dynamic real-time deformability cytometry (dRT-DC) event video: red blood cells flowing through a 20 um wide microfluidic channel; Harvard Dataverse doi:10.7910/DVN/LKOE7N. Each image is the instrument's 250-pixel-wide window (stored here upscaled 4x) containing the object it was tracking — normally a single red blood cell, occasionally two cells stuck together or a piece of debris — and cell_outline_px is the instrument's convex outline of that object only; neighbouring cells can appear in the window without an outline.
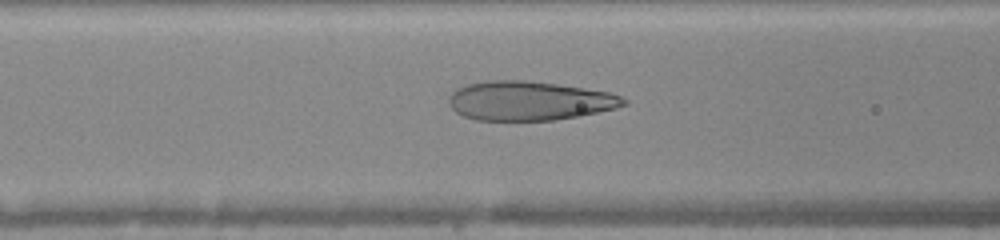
{"species": "human", "species_latin": "Homo sapiens", "temperature_condition": "warm", "stored_images_in_passage": 35, "camera_frame_rate_fps": 3000, "um_per_image_px": 0.085, "donor": {"sex": "female"}, "frame": {"image": 1, "passage_image": 6, "time_ms": 1.667, "image_size_px": [1000, 240], "cell_outline_px": [[628, 104], [616, 108], [576, 116], [552, 120], [476, 120], [464, 116], [456, 112], [448, 104], [448, 96], [456, 88], [468, 84], [488, 80], [524, 80], [556, 84], [584, 88], [608, 92], [620, 96], [628, 100]], "centroid_in_image_um": [44.95, 8.56], "position_along_channel_um": 121.7, "area_um2": 39.77}}
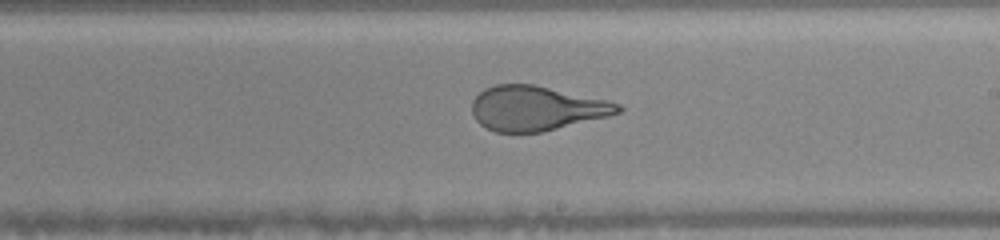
{"frame": {"image": 2, "passage_image": 15, "time_ms": 4.667, "image_size_px": [1000, 240], "cell_outline_px": [[624, 108], [620, 112], [608, 116], [540, 132], [496, 132], [480, 124], [476, 120], [472, 112], [472, 100], [484, 88], [496, 84], [532, 84], [608, 100], [620, 104]], "centroid_in_image_um": [45.58, 9.19], "position_along_channel_um": 243.4, "area_um2": 37.74}}
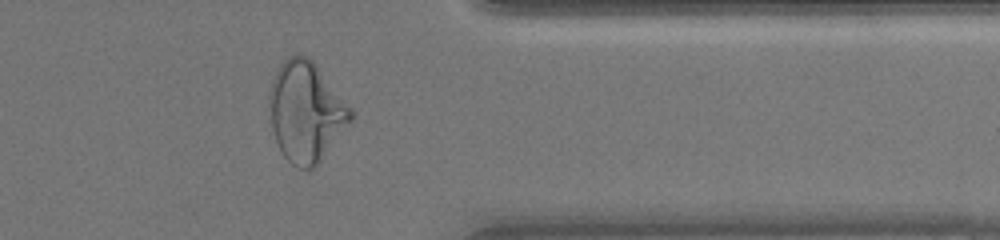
{"frame": {"image": 3, "passage_image": 26, "time_ms": 8.333, "image_size_px": [1000, 240], "cell_outline_px": [[352, 120], [320, 160], [312, 168], [300, 168], [292, 164], [284, 156], [276, 140], [272, 128], [268, 104], [268, 92], [272, 80], [280, 64], [288, 56], [296, 52], [300, 52], [308, 56], [316, 64], [352, 108]], "centroid_in_image_um": [25.98, 9.43], "position_along_channel_um": 385.4, "area_um2": 47.34}, "authors_computed_cell_mechanics": {"area_um2": 41.4426, "velocity_mm_per_s": 4.0507, "shape_relaxation_time_tau1_ms": 6.0534, "shape_relaxation_time_tau2_ms": null, "deformation_change_tau1": 0.2643, "deformation_change_tau2": null}}